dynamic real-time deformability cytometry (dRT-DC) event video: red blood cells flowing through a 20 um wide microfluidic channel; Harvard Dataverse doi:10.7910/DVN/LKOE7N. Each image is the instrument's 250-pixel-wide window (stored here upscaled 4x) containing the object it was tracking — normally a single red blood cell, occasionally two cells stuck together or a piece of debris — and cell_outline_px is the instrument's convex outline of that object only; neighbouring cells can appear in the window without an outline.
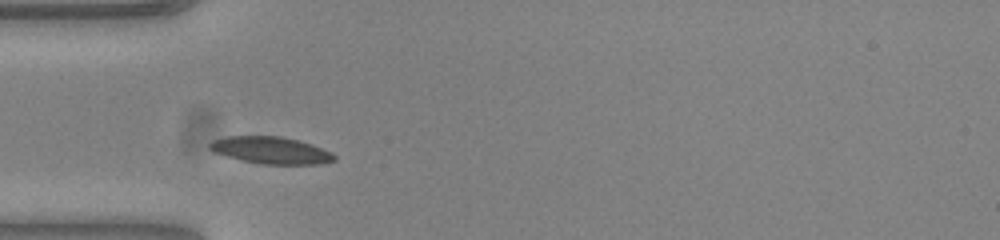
{"species": "common noctule bat (a hibernating species)", "species_latin": "Nyctalus noctula", "temperature_condition": "warm", "stored_images_in_passage": 29, "camera_frame_rate_fps": 3000, "um_per_image_px": 0.085, "animal": {"sex": "female", "body_mass_g": 23.0, "forearm_length_mm": 53.4}, "frame": {"image": 1, "passage_image": 1, "time_ms": 0.0, "image_size_px": [1000, 240], "cell_outline_px": [[336, 160], [320, 164], [260, 164], [212, 152], [208, 148], [208, 144], [212, 140], [224, 136], [280, 136], [312, 144], [332, 152], [336, 156]], "centroid_in_image_um": [23.01, 12.77], "position_along_channel_um": 62.0, "area_um2": 19.65}}
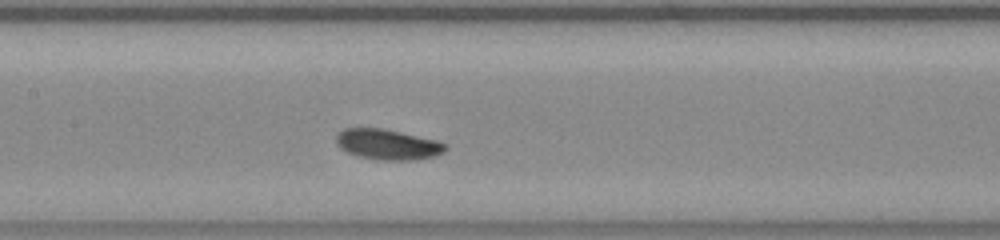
{"frame": {"image": 2, "passage_image": 10, "time_ms": 3.0, "image_size_px": [1000, 240], "cell_outline_px": [[448, 148], [444, 152], [432, 156], [412, 160], [380, 160], [360, 156], [348, 152], [340, 148], [336, 144], [336, 136], [344, 128], [380, 128], [400, 132], [436, 140], [448, 144]], "centroid_in_image_um": [32.96, 12.27], "position_along_channel_um": 174.4, "area_um2": 19.19}}
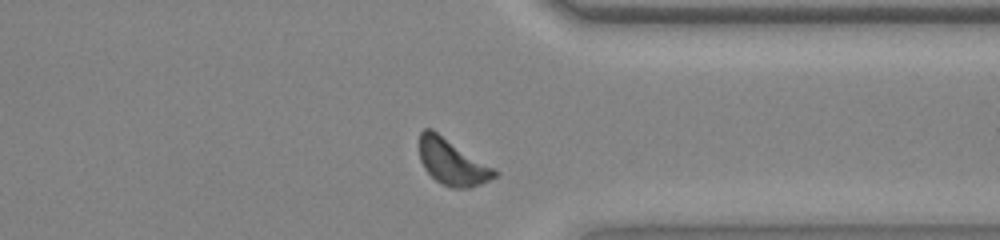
{"frame": {"image": 3, "passage_image": 26, "time_ms": 8.333, "image_size_px": [1000, 240], "cell_outline_px": [[500, 172], [496, 176], [472, 188], [452, 188], [440, 184], [424, 168], [420, 160], [420, 132], [424, 128], [432, 128], [496, 168]], "centroid_in_image_um": [38.46, 13.77], "position_along_channel_um": 372.9, "area_um2": 20.46}, "authors_computed_cell_mechanics": {"area_um2": 19.1896, "velocity_mm_per_s": 3.7986, "shape_relaxation_time_tau1_ms": 1.224, "shape_relaxation_time_tau2_ms": null, "deformation_change_tau1": 0.069, "deformation_change_tau2": null}}